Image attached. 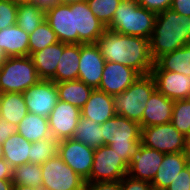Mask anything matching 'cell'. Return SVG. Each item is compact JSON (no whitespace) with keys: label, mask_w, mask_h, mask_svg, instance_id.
I'll list each match as a JSON object with an SVG mask.
<instances>
[{"label":"cell","mask_w":190,"mask_h":190,"mask_svg":"<svg viewBox=\"0 0 190 190\" xmlns=\"http://www.w3.org/2000/svg\"><path fill=\"white\" fill-rule=\"evenodd\" d=\"M81 44L64 43V51L58 62L55 75L50 79L55 83L78 79Z\"/></svg>","instance_id":"obj_23"},{"label":"cell","mask_w":190,"mask_h":190,"mask_svg":"<svg viewBox=\"0 0 190 190\" xmlns=\"http://www.w3.org/2000/svg\"><path fill=\"white\" fill-rule=\"evenodd\" d=\"M96 45L105 61L123 64L140 75L151 74L154 61L150 55L148 39L106 29Z\"/></svg>","instance_id":"obj_1"},{"label":"cell","mask_w":190,"mask_h":190,"mask_svg":"<svg viewBox=\"0 0 190 190\" xmlns=\"http://www.w3.org/2000/svg\"><path fill=\"white\" fill-rule=\"evenodd\" d=\"M121 190H153L150 182L134 179L126 175L121 180Z\"/></svg>","instance_id":"obj_39"},{"label":"cell","mask_w":190,"mask_h":190,"mask_svg":"<svg viewBox=\"0 0 190 190\" xmlns=\"http://www.w3.org/2000/svg\"><path fill=\"white\" fill-rule=\"evenodd\" d=\"M128 175V164L109 145L95 149L93 166L86 182L119 181Z\"/></svg>","instance_id":"obj_8"},{"label":"cell","mask_w":190,"mask_h":190,"mask_svg":"<svg viewBox=\"0 0 190 190\" xmlns=\"http://www.w3.org/2000/svg\"><path fill=\"white\" fill-rule=\"evenodd\" d=\"M58 143L59 141L54 137L31 143V163L41 165L56 156Z\"/></svg>","instance_id":"obj_35"},{"label":"cell","mask_w":190,"mask_h":190,"mask_svg":"<svg viewBox=\"0 0 190 190\" xmlns=\"http://www.w3.org/2000/svg\"><path fill=\"white\" fill-rule=\"evenodd\" d=\"M188 162L190 164V135L186 138V150H185Z\"/></svg>","instance_id":"obj_48"},{"label":"cell","mask_w":190,"mask_h":190,"mask_svg":"<svg viewBox=\"0 0 190 190\" xmlns=\"http://www.w3.org/2000/svg\"><path fill=\"white\" fill-rule=\"evenodd\" d=\"M156 89L176 101L190 99V76L169 71H151Z\"/></svg>","instance_id":"obj_18"},{"label":"cell","mask_w":190,"mask_h":190,"mask_svg":"<svg viewBox=\"0 0 190 190\" xmlns=\"http://www.w3.org/2000/svg\"><path fill=\"white\" fill-rule=\"evenodd\" d=\"M17 133L31 143L48 139L51 137L48 118L28 112L17 125Z\"/></svg>","instance_id":"obj_27"},{"label":"cell","mask_w":190,"mask_h":190,"mask_svg":"<svg viewBox=\"0 0 190 190\" xmlns=\"http://www.w3.org/2000/svg\"><path fill=\"white\" fill-rule=\"evenodd\" d=\"M12 190H40V188L20 184H13Z\"/></svg>","instance_id":"obj_47"},{"label":"cell","mask_w":190,"mask_h":190,"mask_svg":"<svg viewBox=\"0 0 190 190\" xmlns=\"http://www.w3.org/2000/svg\"><path fill=\"white\" fill-rule=\"evenodd\" d=\"M113 98L114 96L94 89L88 101L81 108V117L103 124L116 115Z\"/></svg>","instance_id":"obj_20"},{"label":"cell","mask_w":190,"mask_h":190,"mask_svg":"<svg viewBox=\"0 0 190 190\" xmlns=\"http://www.w3.org/2000/svg\"><path fill=\"white\" fill-rule=\"evenodd\" d=\"M89 8L97 19L107 27L114 17V12L122 0H87Z\"/></svg>","instance_id":"obj_36"},{"label":"cell","mask_w":190,"mask_h":190,"mask_svg":"<svg viewBox=\"0 0 190 190\" xmlns=\"http://www.w3.org/2000/svg\"><path fill=\"white\" fill-rule=\"evenodd\" d=\"M46 21L55 32L58 41L74 44V11L71 5L55 4L45 9Z\"/></svg>","instance_id":"obj_17"},{"label":"cell","mask_w":190,"mask_h":190,"mask_svg":"<svg viewBox=\"0 0 190 190\" xmlns=\"http://www.w3.org/2000/svg\"><path fill=\"white\" fill-rule=\"evenodd\" d=\"M164 154L141 143L130 159L128 175L134 179L151 183L163 161Z\"/></svg>","instance_id":"obj_15"},{"label":"cell","mask_w":190,"mask_h":190,"mask_svg":"<svg viewBox=\"0 0 190 190\" xmlns=\"http://www.w3.org/2000/svg\"><path fill=\"white\" fill-rule=\"evenodd\" d=\"M80 117V108L58 100L48 116L51 137L58 141L73 138Z\"/></svg>","instance_id":"obj_13"},{"label":"cell","mask_w":190,"mask_h":190,"mask_svg":"<svg viewBox=\"0 0 190 190\" xmlns=\"http://www.w3.org/2000/svg\"><path fill=\"white\" fill-rule=\"evenodd\" d=\"M156 90V83L151 74L141 75L124 92L114 96L116 114L140 123L147 101Z\"/></svg>","instance_id":"obj_5"},{"label":"cell","mask_w":190,"mask_h":190,"mask_svg":"<svg viewBox=\"0 0 190 190\" xmlns=\"http://www.w3.org/2000/svg\"><path fill=\"white\" fill-rule=\"evenodd\" d=\"M14 184L32 186L42 189L43 178L40 164L25 163L13 169Z\"/></svg>","instance_id":"obj_32"},{"label":"cell","mask_w":190,"mask_h":190,"mask_svg":"<svg viewBox=\"0 0 190 190\" xmlns=\"http://www.w3.org/2000/svg\"><path fill=\"white\" fill-rule=\"evenodd\" d=\"M57 42L59 41L55 32L51 29L49 23L44 20V22L29 35V56Z\"/></svg>","instance_id":"obj_33"},{"label":"cell","mask_w":190,"mask_h":190,"mask_svg":"<svg viewBox=\"0 0 190 190\" xmlns=\"http://www.w3.org/2000/svg\"><path fill=\"white\" fill-rule=\"evenodd\" d=\"M58 89V100L69 103L78 108H82L90 98L94 88L77 80L56 83Z\"/></svg>","instance_id":"obj_28"},{"label":"cell","mask_w":190,"mask_h":190,"mask_svg":"<svg viewBox=\"0 0 190 190\" xmlns=\"http://www.w3.org/2000/svg\"><path fill=\"white\" fill-rule=\"evenodd\" d=\"M141 143L165 154L186 150V137L171 122L142 128Z\"/></svg>","instance_id":"obj_9"},{"label":"cell","mask_w":190,"mask_h":190,"mask_svg":"<svg viewBox=\"0 0 190 190\" xmlns=\"http://www.w3.org/2000/svg\"><path fill=\"white\" fill-rule=\"evenodd\" d=\"M59 0H34L33 3L41 8L47 9L48 7L58 4Z\"/></svg>","instance_id":"obj_45"},{"label":"cell","mask_w":190,"mask_h":190,"mask_svg":"<svg viewBox=\"0 0 190 190\" xmlns=\"http://www.w3.org/2000/svg\"><path fill=\"white\" fill-rule=\"evenodd\" d=\"M39 80L30 56L8 57L0 68V93H24Z\"/></svg>","instance_id":"obj_6"},{"label":"cell","mask_w":190,"mask_h":190,"mask_svg":"<svg viewBox=\"0 0 190 190\" xmlns=\"http://www.w3.org/2000/svg\"><path fill=\"white\" fill-rule=\"evenodd\" d=\"M4 157L3 144H0V160Z\"/></svg>","instance_id":"obj_52"},{"label":"cell","mask_w":190,"mask_h":190,"mask_svg":"<svg viewBox=\"0 0 190 190\" xmlns=\"http://www.w3.org/2000/svg\"><path fill=\"white\" fill-rule=\"evenodd\" d=\"M141 75L123 64L106 61L98 90L111 96L124 92Z\"/></svg>","instance_id":"obj_14"},{"label":"cell","mask_w":190,"mask_h":190,"mask_svg":"<svg viewBox=\"0 0 190 190\" xmlns=\"http://www.w3.org/2000/svg\"><path fill=\"white\" fill-rule=\"evenodd\" d=\"M18 4L13 0H0V30L16 24Z\"/></svg>","instance_id":"obj_37"},{"label":"cell","mask_w":190,"mask_h":190,"mask_svg":"<svg viewBox=\"0 0 190 190\" xmlns=\"http://www.w3.org/2000/svg\"><path fill=\"white\" fill-rule=\"evenodd\" d=\"M85 190H121V180L86 182Z\"/></svg>","instance_id":"obj_41"},{"label":"cell","mask_w":190,"mask_h":190,"mask_svg":"<svg viewBox=\"0 0 190 190\" xmlns=\"http://www.w3.org/2000/svg\"><path fill=\"white\" fill-rule=\"evenodd\" d=\"M127 1H133V2L138 3L140 0H127Z\"/></svg>","instance_id":"obj_53"},{"label":"cell","mask_w":190,"mask_h":190,"mask_svg":"<svg viewBox=\"0 0 190 190\" xmlns=\"http://www.w3.org/2000/svg\"><path fill=\"white\" fill-rule=\"evenodd\" d=\"M15 133H17V126L0 118V144Z\"/></svg>","instance_id":"obj_42"},{"label":"cell","mask_w":190,"mask_h":190,"mask_svg":"<svg viewBox=\"0 0 190 190\" xmlns=\"http://www.w3.org/2000/svg\"><path fill=\"white\" fill-rule=\"evenodd\" d=\"M27 113L24 93H0V118L17 126Z\"/></svg>","instance_id":"obj_29"},{"label":"cell","mask_w":190,"mask_h":190,"mask_svg":"<svg viewBox=\"0 0 190 190\" xmlns=\"http://www.w3.org/2000/svg\"><path fill=\"white\" fill-rule=\"evenodd\" d=\"M74 44H96L107 29L93 14L86 1L72 4Z\"/></svg>","instance_id":"obj_10"},{"label":"cell","mask_w":190,"mask_h":190,"mask_svg":"<svg viewBox=\"0 0 190 190\" xmlns=\"http://www.w3.org/2000/svg\"><path fill=\"white\" fill-rule=\"evenodd\" d=\"M189 165L185 152L164 154L151 185L153 190H166L179 172Z\"/></svg>","instance_id":"obj_21"},{"label":"cell","mask_w":190,"mask_h":190,"mask_svg":"<svg viewBox=\"0 0 190 190\" xmlns=\"http://www.w3.org/2000/svg\"><path fill=\"white\" fill-rule=\"evenodd\" d=\"M105 62L96 44H81L78 79L86 85L98 89Z\"/></svg>","instance_id":"obj_16"},{"label":"cell","mask_w":190,"mask_h":190,"mask_svg":"<svg viewBox=\"0 0 190 190\" xmlns=\"http://www.w3.org/2000/svg\"><path fill=\"white\" fill-rule=\"evenodd\" d=\"M83 1H87V0H59L58 4L71 5V4L83 2Z\"/></svg>","instance_id":"obj_49"},{"label":"cell","mask_w":190,"mask_h":190,"mask_svg":"<svg viewBox=\"0 0 190 190\" xmlns=\"http://www.w3.org/2000/svg\"><path fill=\"white\" fill-rule=\"evenodd\" d=\"M174 102L156 89L146 102L147 106L139 123L141 128L171 122Z\"/></svg>","instance_id":"obj_19"},{"label":"cell","mask_w":190,"mask_h":190,"mask_svg":"<svg viewBox=\"0 0 190 190\" xmlns=\"http://www.w3.org/2000/svg\"><path fill=\"white\" fill-rule=\"evenodd\" d=\"M73 139L94 149L99 148L103 145L101 124L80 117Z\"/></svg>","instance_id":"obj_31"},{"label":"cell","mask_w":190,"mask_h":190,"mask_svg":"<svg viewBox=\"0 0 190 190\" xmlns=\"http://www.w3.org/2000/svg\"><path fill=\"white\" fill-rule=\"evenodd\" d=\"M94 152V148L73 138L61 140L58 143V155L85 180L92 170Z\"/></svg>","instance_id":"obj_11"},{"label":"cell","mask_w":190,"mask_h":190,"mask_svg":"<svg viewBox=\"0 0 190 190\" xmlns=\"http://www.w3.org/2000/svg\"><path fill=\"white\" fill-rule=\"evenodd\" d=\"M0 179H13V168L5 160H0Z\"/></svg>","instance_id":"obj_44"},{"label":"cell","mask_w":190,"mask_h":190,"mask_svg":"<svg viewBox=\"0 0 190 190\" xmlns=\"http://www.w3.org/2000/svg\"><path fill=\"white\" fill-rule=\"evenodd\" d=\"M151 71H169L190 76V44L158 57Z\"/></svg>","instance_id":"obj_25"},{"label":"cell","mask_w":190,"mask_h":190,"mask_svg":"<svg viewBox=\"0 0 190 190\" xmlns=\"http://www.w3.org/2000/svg\"><path fill=\"white\" fill-rule=\"evenodd\" d=\"M24 99L28 112L48 118L58 101L56 83L41 79L24 92Z\"/></svg>","instance_id":"obj_12"},{"label":"cell","mask_w":190,"mask_h":190,"mask_svg":"<svg viewBox=\"0 0 190 190\" xmlns=\"http://www.w3.org/2000/svg\"><path fill=\"white\" fill-rule=\"evenodd\" d=\"M156 13L133 1L122 0L107 29L123 35L139 36L150 40Z\"/></svg>","instance_id":"obj_4"},{"label":"cell","mask_w":190,"mask_h":190,"mask_svg":"<svg viewBox=\"0 0 190 190\" xmlns=\"http://www.w3.org/2000/svg\"><path fill=\"white\" fill-rule=\"evenodd\" d=\"M13 184L12 179H0V190H12Z\"/></svg>","instance_id":"obj_46"},{"label":"cell","mask_w":190,"mask_h":190,"mask_svg":"<svg viewBox=\"0 0 190 190\" xmlns=\"http://www.w3.org/2000/svg\"><path fill=\"white\" fill-rule=\"evenodd\" d=\"M7 58L5 52L0 48V68Z\"/></svg>","instance_id":"obj_50"},{"label":"cell","mask_w":190,"mask_h":190,"mask_svg":"<svg viewBox=\"0 0 190 190\" xmlns=\"http://www.w3.org/2000/svg\"><path fill=\"white\" fill-rule=\"evenodd\" d=\"M4 157L14 169L16 166L31 163V142L19 133L11 135L3 143Z\"/></svg>","instance_id":"obj_26"},{"label":"cell","mask_w":190,"mask_h":190,"mask_svg":"<svg viewBox=\"0 0 190 190\" xmlns=\"http://www.w3.org/2000/svg\"><path fill=\"white\" fill-rule=\"evenodd\" d=\"M166 190H190V164L179 172Z\"/></svg>","instance_id":"obj_38"},{"label":"cell","mask_w":190,"mask_h":190,"mask_svg":"<svg viewBox=\"0 0 190 190\" xmlns=\"http://www.w3.org/2000/svg\"><path fill=\"white\" fill-rule=\"evenodd\" d=\"M138 4L157 14L169 9L171 7L172 0H140Z\"/></svg>","instance_id":"obj_40"},{"label":"cell","mask_w":190,"mask_h":190,"mask_svg":"<svg viewBox=\"0 0 190 190\" xmlns=\"http://www.w3.org/2000/svg\"><path fill=\"white\" fill-rule=\"evenodd\" d=\"M170 8L182 16L190 17V0H172Z\"/></svg>","instance_id":"obj_43"},{"label":"cell","mask_w":190,"mask_h":190,"mask_svg":"<svg viewBox=\"0 0 190 190\" xmlns=\"http://www.w3.org/2000/svg\"><path fill=\"white\" fill-rule=\"evenodd\" d=\"M15 3H33L34 0H13Z\"/></svg>","instance_id":"obj_51"},{"label":"cell","mask_w":190,"mask_h":190,"mask_svg":"<svg viewBox=\"0 0 190 190\" xmlns=\"http://www.w3.org/2000/svg\"><path fill=\"white\" fill-rule=\"evenodd\" d=\"M186 44H190V17L182 16L171 8L157 13L149 40L153 61Z\"/></svg>","instance_id":"obj_2"},{"label":"cell","mask_w":190,"mask_h":190,"mask_svg":"<svg viewBox=\"0 0 190 190\" xmlns=\"http://www.w3.org/2000/svg\"><path fill=\"white\" fill-rule=\"evenodd\" d=\"M45 9L34 3H19L17 10L16 25L23 29L28 35L44 22Z\"/></svg>","instance_id":"obj_30"},{"label":"cell","mask_w":190,"mask_h":190,"mask_svg":"<svg viewBox=\"0 0 190 190\" xmlns=\"http://www.w3.org/2000/svg\"><path fill=\"white\" fill-rule=\"evenodd\" d=\"M63 51L64 43L59 41L30 56L40 79L50 80L55 75Z\"/></svg>","instance_id":"obj_22"},{"label":"cell","mask_w":190,"mask_h":190,"mask_svg":"<svg viewBox=\"0 0 190 190\" xmlns=\"http://www.w3.org/2000/svg\"><path fill=\"white\" fill-rule=\"evenodd\" d=\"M103 145H109L129 164L141 144L142 128L138 122L116 114L101 124Z\"/></svg>","instance_id":"obj_3"},{"label":"cell","mask_w":190,"mask_h":190,"mask_svg":"<svg viewBox=\"0 0 190 190\" xmlns=\"http://www.w3.org/2000/svg\"><path fill=\"white\" fill-rule=\"evenodd\" d=\"M43 190H85L86 181L57 154L41 164Z\"/></svg>","instance_id":"obj_7"},{"label":"cell","mask_w":190,"mask_h":190,"mask_svg":"<svg viewBox=\"0 0 190 190\" xmlns=\"http://www.w3.org/2000/svg\"><path fill=\"white\" fill-rule=\"evenodd\" d=\"M171 124L186 138L190 135V99L174 102Z\"/></svg>","instance_id":"obj_34"},{"label":"cell","mask_w":190,"mask_h":190,"mask_svg":"<svg viewBox=\"0 0 190 190\" xmlns=\"http://www.w3.org/2000/svg\"><path fill=\"white\" fill-rule=\"evenodd\" d=\"M0 48L7 57L29 56V35L18 25L0 30Z\"/></svg>","instance_id":"obj_24"}]
</instances>
